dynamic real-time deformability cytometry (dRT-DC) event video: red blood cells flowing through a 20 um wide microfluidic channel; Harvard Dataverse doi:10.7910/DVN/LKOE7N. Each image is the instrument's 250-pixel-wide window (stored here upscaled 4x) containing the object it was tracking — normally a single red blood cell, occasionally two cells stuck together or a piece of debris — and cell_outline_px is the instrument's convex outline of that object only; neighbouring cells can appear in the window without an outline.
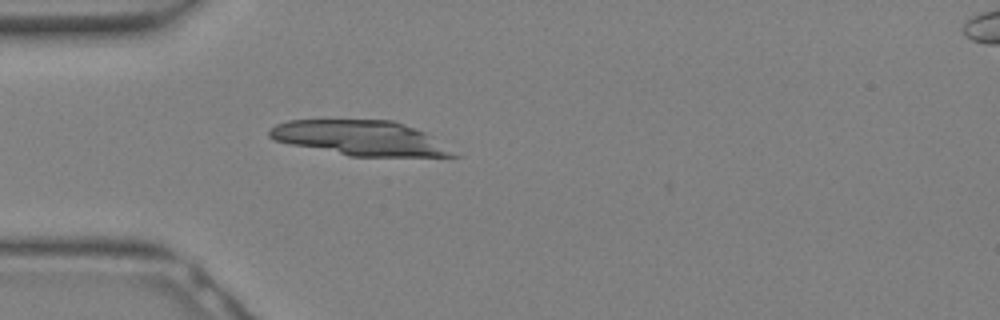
{"species": "Egyptian fruit bat (a non-hibernating species)", "species_latin": "Rousettus aegyptiacus", "temperature_condition": "warm", "stored_images_in_passage": 20, "camera_frame_rate_fps": 3000, "um_per_image_px": 0.085, "animal": {"sex": "female"}, "frame": {"image": 1, "passage_image": 8, "time_ms": 2.333, "image_size_px": [1000, 320], "cell_outline_px": [[464, 156], [348, 156], [272, 140], [268, 136], [268, 132], [276, 124], [288, 120], [392, 120], [404, 124], [424, 132]], "centroid_in_image_um": [30.61, 11.74], "position_along_channel_um": 54.4, "area_um2": 37.17}}
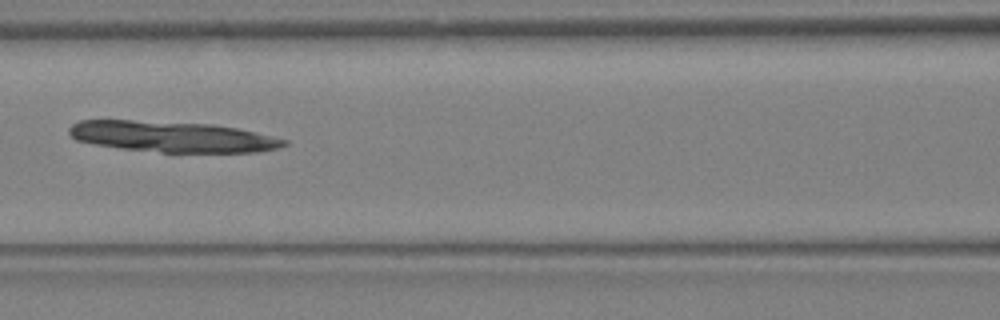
{"frame": {"image": 2, "passage_image": 13, "time_ms": 4.0, "image_size_px": [1000, 320], "cell_outline_px": [[288, 144], [280, 148], [260, 152], [160, 152], [120, 148], [96, 144], [76, 140], [68, 132], [68, 128], [72, 124], [80, 120], [132, 120], [212, 124], [236, 128], [288, 140]], "centroid_in_image_um": [14.64, 11.62], "position_along_channel_um": 152.0, "area_um2": 38.49}}
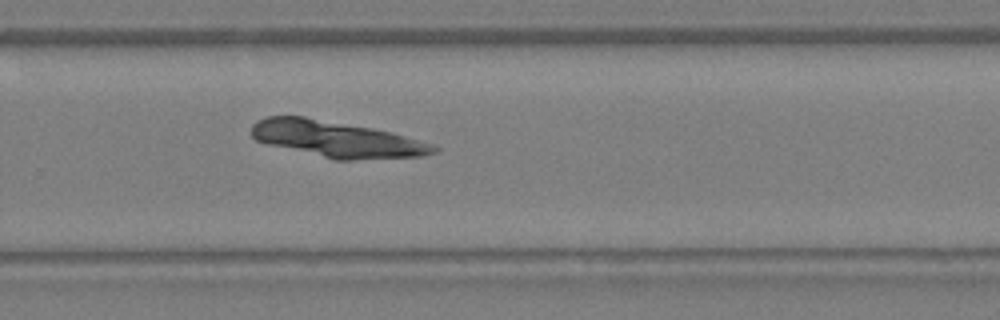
{"frame": {"image": 3, "passage_image": 20, "time_ms": 6.333, "image_size_px": [1000, 320], "cell_outline_px": [[440, 148], [436, 152], [420, 156], [352, 160], [336, 160], [268, 144], [256, 140], [252, 136], [252, 124], [256, 120], [268, 116], [304, 116], [372, 128], [392, 132], [432, 144]], "centroid_in_image_um": [28.59, 11.82], "position_along_channel_um": 301.2, "area_um2": 38.26}}